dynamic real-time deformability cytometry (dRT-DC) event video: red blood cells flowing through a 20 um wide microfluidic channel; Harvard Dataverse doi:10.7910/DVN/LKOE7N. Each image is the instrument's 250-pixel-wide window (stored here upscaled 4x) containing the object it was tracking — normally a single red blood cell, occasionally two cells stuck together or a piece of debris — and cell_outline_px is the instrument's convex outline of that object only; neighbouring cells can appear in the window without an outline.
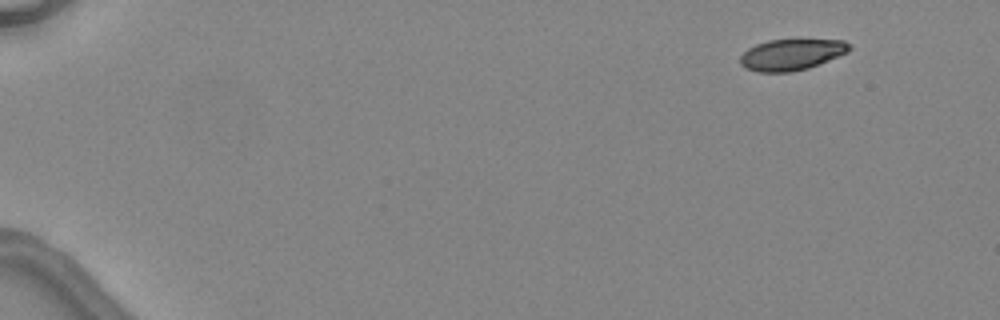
{"species": "common noctule bat (a hibernating species)", "species_latin": "Nyctalus noctula", "temperature_condition": "warm", "stored_images_in_passage": 6, "camera_frame_rate_fps": 3000, "um_per_image_px": 0.085, "animal": {"sex": "female", "body_mass_g": 24.6, "forearm_length_mm": 56.2}, "frame": {"image": 1, "passage_image": 1, "time_ms": 0.0, "image_size_px": [1000, 320], "cell_outline_px": [[852, 48], [848, 52], [808, 68], [792, 72], [756, 72], [744, 68], [740, 64], [740, 56], [748, 48], [756, 44], [768, 40], [844, 40]], "centroid_in_image_um": [67.23, 4.65], "position_along_channel_um": 17.8, "area_um2": 19.77}}
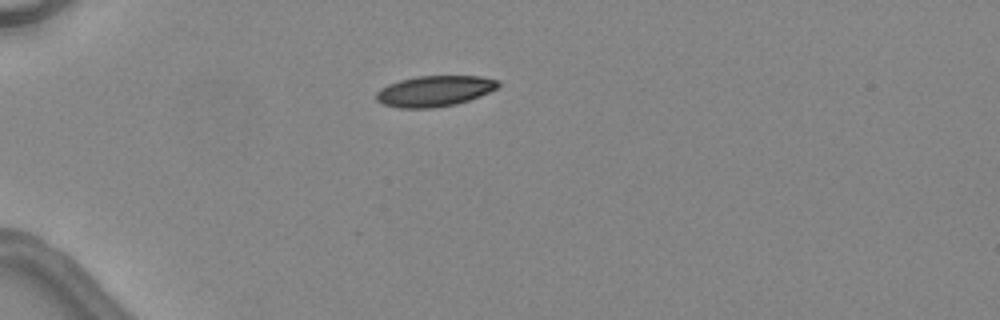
{"frame": {"image": 2, "passage_image": 4, "time_ms": 3.333, "image_size_px": [1000, 320], "cell_outline_px": [[500, 84], [496, 88], [480, 96], [456, 104], [432, 108], [400, 108], [380, 104], [376, 100], [376, 92], [380, 88], [388, 84], [400, 80], [416, 76], [480, 76], [500, 80]], "centroid_in_image_um": [36.9, 7.74], "position_along_channel_um": 48.1, "area_um2": 21.96}}